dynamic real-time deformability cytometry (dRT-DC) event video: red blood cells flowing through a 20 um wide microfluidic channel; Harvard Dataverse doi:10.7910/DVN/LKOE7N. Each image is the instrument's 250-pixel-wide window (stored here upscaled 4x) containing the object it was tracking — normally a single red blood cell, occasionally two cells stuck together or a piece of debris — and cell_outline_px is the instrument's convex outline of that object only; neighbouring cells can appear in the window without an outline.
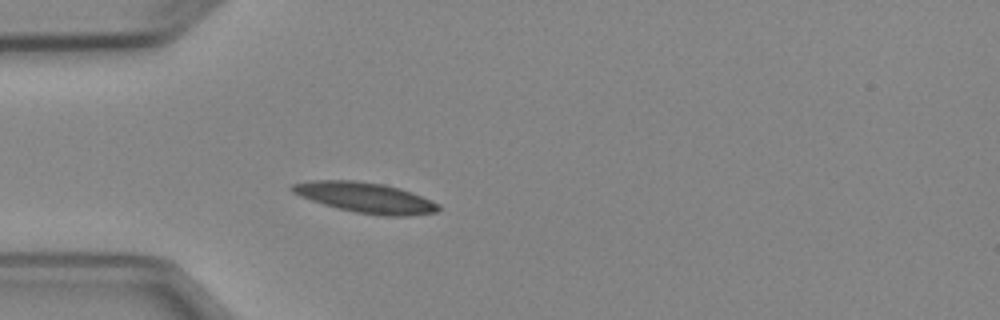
{"species": "Egyptian fruit bat (a non-hibernating species)", "species_latin": "Rousettus aegyptiacus", "temperature_condition": "cold", "stored_images_in_passage": 4, "camera_frame_rate_fps": 3000, "um_per_image_px": 0.085, "animal": {"sex": "female"}, "frame": {"image": 1, "passage_image": 4, "time_ms": 3.667, "image_size_px": [1000, 320], "cell_outline_px": [[440, 208], [436, 212], [408, 216], [384, 216], [356, 212], [336, 208], [300, 196], [292, 192], [288, 188], [292, 184], [312, 180], [352, 180], [384, 184], [400, 188], [412, 192], [432, 200], [440, 204]], "centroid_in_image_um": [31.07, 16.79], "position_along_channel_um": 53.9, "area_um2": 25.95}}